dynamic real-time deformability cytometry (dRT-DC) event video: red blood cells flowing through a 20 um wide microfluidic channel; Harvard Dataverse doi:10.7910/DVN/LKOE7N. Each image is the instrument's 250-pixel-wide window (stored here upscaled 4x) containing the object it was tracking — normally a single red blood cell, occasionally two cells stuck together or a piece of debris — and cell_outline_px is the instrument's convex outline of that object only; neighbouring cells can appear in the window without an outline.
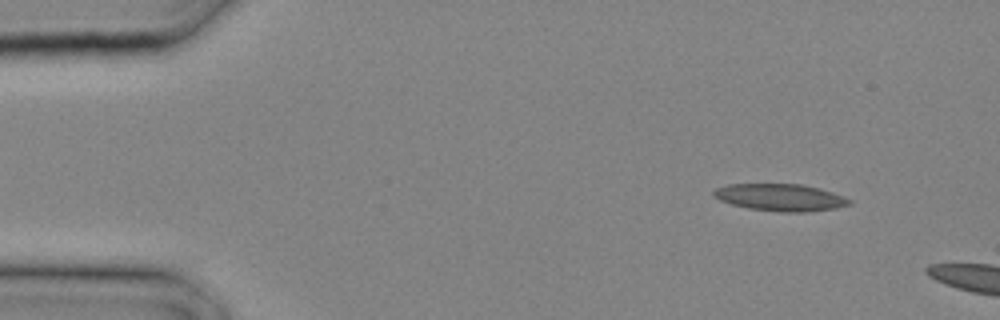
{"species": "common noctule bat (a hibernating species)", "species_latin": "Nyctalus noctula", "temperature_condition": "cold", "stored_images_in_passage": 4, "camera_frame_rate_fps": 3000, "um_per_image_px": 0.085, "animal": {"sex": "male", "body_mass_g": 20.4}, "frame": {"image": 1, "passage_image": 2, "time_ms": 0.333, "image_size_px": [1000, 320], "cell_outline_px": [[852, 204], [836, 208], [812, 212], [780, 212], [748, 208], [732, 204], [720, 200], [712, 196], [712, 192], [716, 188], [728, 184], [800, 184], [820, 188], [832, 192], [852, 200]], "centroid_in_image_um": [66.34, 16.78], "position_along_channel_um": 18.7, "area_um2": 21.56}}